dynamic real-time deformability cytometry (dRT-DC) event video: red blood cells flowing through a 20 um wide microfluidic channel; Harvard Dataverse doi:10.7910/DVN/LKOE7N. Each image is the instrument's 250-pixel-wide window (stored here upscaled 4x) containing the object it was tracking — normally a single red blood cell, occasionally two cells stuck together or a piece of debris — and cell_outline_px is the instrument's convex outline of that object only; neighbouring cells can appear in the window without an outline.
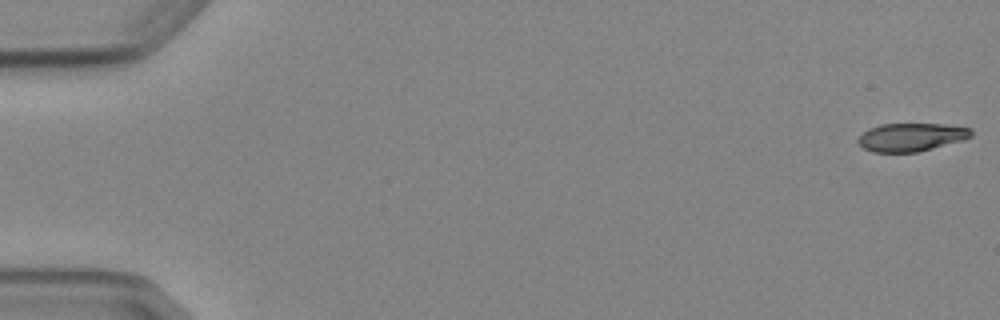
{"species": "Egyptian fruit bat (a non-hibernating species)", "species_latin": "Rousettus aegyptiacus", "temperature_condition": "cold", "stored_images_in_passage": 5, "camera_frame_rate_fps": 3000, "um_per_image_px": 0.085, "animal": {"sex": "female"}, "frame": {"image": 1, "passage_image": 1, "time_ms": 0.0, "image_size_px": [1000, 320], "cell_outline_px": [[972, 136], [964, 140], [916, 152], [872, 152], [864, 148], [856, 140], [868, 128], [880, 124], [944, 124], [972, 128]], "centroid_in_image_um": [77.46, 11.65], "position_along_channel_um": 7.5, "area_um2": 18.55}}
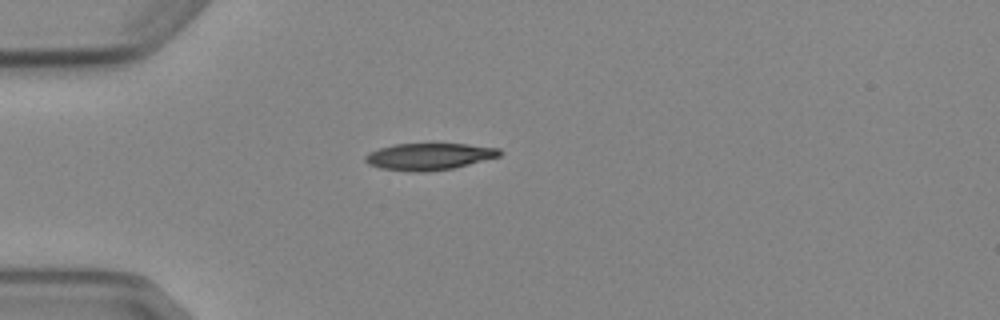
{"frame": {"image": 2, "passage_image": 5, "time_ms": 4.667, "image_size_px": [1000, 320], "cell_outline_px": [[500, 156], [452, 168], [424, 172], [412, 172], [380, 168], [368, 164], [364, 160], [364, 156], [368, 152], [392, 144], [468, 144], [500, 148]], "centroid_in_image_um": [36.42, 13.3], "position_along_channel_um": 48.6, "area_um2": 20.92}}